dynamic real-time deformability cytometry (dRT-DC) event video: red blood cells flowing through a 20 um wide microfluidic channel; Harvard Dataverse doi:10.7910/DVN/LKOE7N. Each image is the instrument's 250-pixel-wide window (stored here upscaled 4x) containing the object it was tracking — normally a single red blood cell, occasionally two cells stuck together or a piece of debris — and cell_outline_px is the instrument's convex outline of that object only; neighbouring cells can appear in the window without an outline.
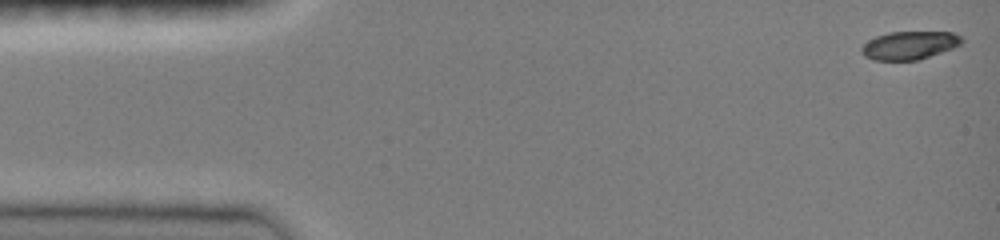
{"species": "common noctule bat (a hibernating species)", "species_latin": "Nyctalus noctula", "temperature_condition": "room temperature", "stored_images_in_passage": 47, "camera_frame_rate_fps": 3000, "um_per_image_px": 0.085, "animal": {"sex": "female", "body_mass_g": 19.0, "forearm_length_mm": 51.5}, "frame": {"image": 1, "passage_image": 1, "time_ms": 0.0, "image_size_px": [1000, 240], "cell_outline_px": [[964, 40], [960, 44], [952, 48], [916, 60], [872, 60], [864, 56], [860, 52], [860, 48], [868, 40], [876, 36], [888, 32], [952, 32], [960, 36]], "centroid_in_image_um": [77.25, 3.85], "position_along_channel_um": 7.8, "area_um2": 16.36}}
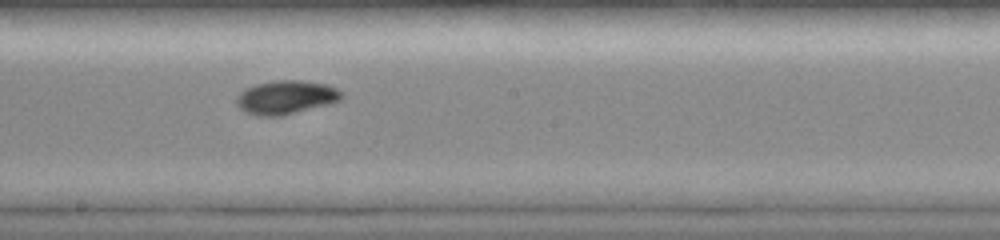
{"frame": {"image": 2, "passage_image": 26, "time_ms": 8.333, "image_size_px": [1000, 240], "cell_outline_px": [[344, 96], [340, 100], [328, 104], [280, 116], [256, 116], [240, 108], [236, 104], [236, 96], [244, 88], [256, 84], [276, 80], [300, 80], [328, 84], [344, 92]], "centroid_in_image_um": [24.31, 8.26], "position_along_channel_um": 223.9, "area_um2": 20.69}}
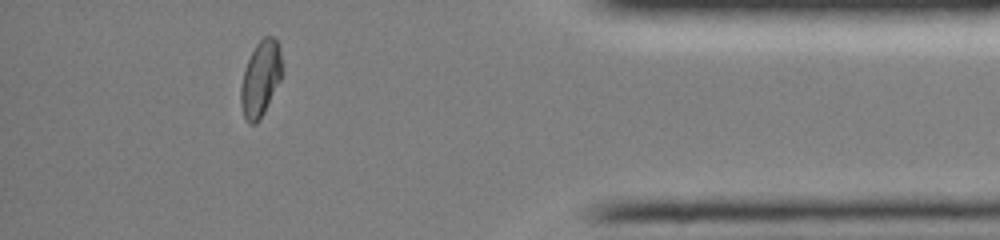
{"frame": {"image": 3, "passage_image": 42, "time_ms": 13.667, "image_size_px": [1000, 240], "cell_outline_px": [[280, 80], [260, 120], [256, 124], [248, 124], [244, 116], [240, 104], [240, 88], [244, 68], [256, 44], [264, 36], [272, 36], [280, 44]], "centroid_in_image_um": [22.11, 6.71], "position_along_channel_um": 413.1, "area_um2": 17.98}, "authors_computed_cell_mechanics": {"area_um2": 18.9584, "velocity_mm_per_s": 4.037, "shape_relaxation_time_tau1_ms": 3.7606, "shape_relaxation_time_tau2_ms": 3.3542, "deformation_change_tau1": 0.1826, "deformation_change_tau2": 0.0489}}